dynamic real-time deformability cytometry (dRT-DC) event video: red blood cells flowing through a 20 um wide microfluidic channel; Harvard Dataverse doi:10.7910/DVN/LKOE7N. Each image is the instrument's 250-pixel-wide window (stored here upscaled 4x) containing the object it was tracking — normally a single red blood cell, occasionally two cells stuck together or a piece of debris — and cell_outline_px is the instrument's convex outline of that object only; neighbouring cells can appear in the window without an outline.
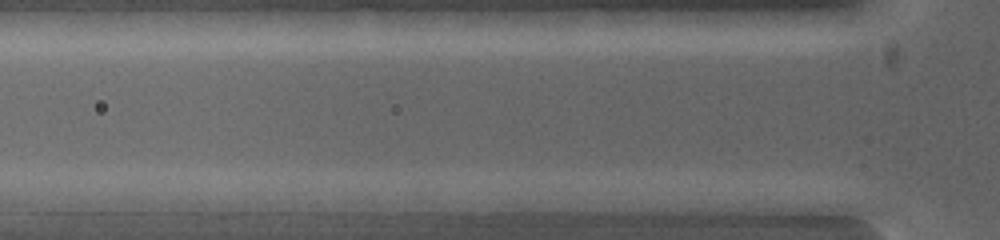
{"species": "common noctule bat (a hibernating species)", "species_latin": "Nyctalus noctula", "temperature_condition": "warm", "stored_images_in_passage": 4, "camera_frame_rate_fps": 5000, "um_per_image_px": 0.085, "animal": {"sex": "female", "body_mass_g": 19.0, "forearm_length_mm": 53.3}, "frame": {"image": 1, "passage_image": 2, "time_ms": 0.6, "image_size_px": [1000, 240], "cell_outline_px": [[604, 200], [564, 212], [516, 212], [492, 200], [576, 192]], "centroid_in_image_um": [46.63, 17.23], "position_along_channel_um": 79.2, "area_um2": 10.17}}